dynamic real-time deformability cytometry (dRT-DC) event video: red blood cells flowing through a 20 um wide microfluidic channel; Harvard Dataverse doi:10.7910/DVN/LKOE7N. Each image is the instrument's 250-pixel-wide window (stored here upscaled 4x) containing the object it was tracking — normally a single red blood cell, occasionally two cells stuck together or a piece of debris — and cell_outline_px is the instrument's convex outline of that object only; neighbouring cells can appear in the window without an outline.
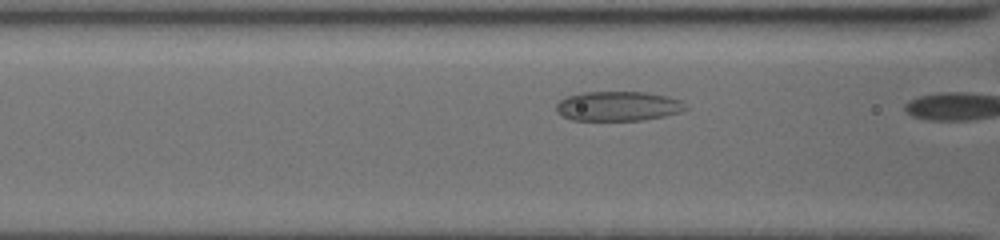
{"species": "common noctule bat (a hibernating species)", "species_latin": "Nyctalus noctula", "temperature_condition": "cold", "stored_images_in_passage": 10, "camera_frame_rate_fps": 3000, "um_per_image_px": 0.085, "animal": {"sex": "female", "body_mass_g": 19.5, "forearm_length_mm": 54.1}, "frame": {"image": 1, "passage_image": 8, "time_ms": 1.667, "image_size_px": [1000, 240], "cell_outline_px": [[688, 108], [680, 112], [664, 116], [644, 120], [572, 120], [556, 112], [556, 104], [564, 96], [584, 92], [644, 92], [668, 96], [680, 100]], "centroid_in_image_um": [52.51, 9.02], "position_along_channel_um": 114.1, "area_um2": 22.37}}